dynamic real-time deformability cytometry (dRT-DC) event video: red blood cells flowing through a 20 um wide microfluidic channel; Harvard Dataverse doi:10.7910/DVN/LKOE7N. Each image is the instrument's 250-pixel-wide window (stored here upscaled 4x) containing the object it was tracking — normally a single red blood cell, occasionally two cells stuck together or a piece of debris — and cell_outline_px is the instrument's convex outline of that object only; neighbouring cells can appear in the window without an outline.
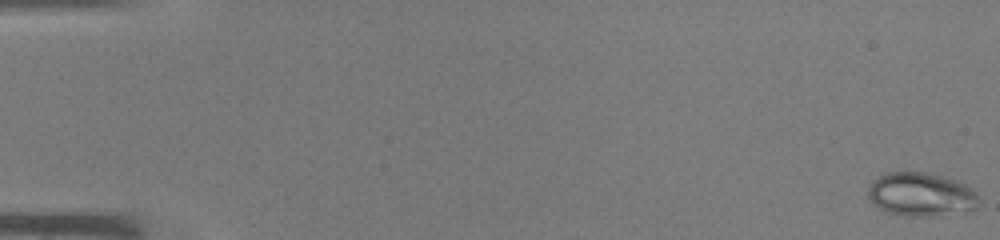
{"species": "common noctule bat (a hibernating species)", "species_latin": "Nyctalus noctula", "temperature_condition": "warm", "stored_images_in_passage": 46, "camera_frame_rate_fps": 3000, "um_per_image_px": 0.085, "animal": {"sex": "male", "body_mass_g": 19.0, "forearm_length_mm": 50.8}, "frame": {"image": 1, "passage_image": 1, "time_ms": 0.0, "image_size_px": [1000, 240], "cell_outline_px": [[980, 200], [976, 208], [972, 212], [928, 216], [908, 216], [888, 212], [880, 208], [868, 196], [868, 188], [880, 176], [888, 172], [924, 172], [956, 180], [964, 184], [976, 192]], "centroid_in_image_um": [78.36, 16.55], "position_along_channel_um": 6.6, "area_um2": 28.03}}
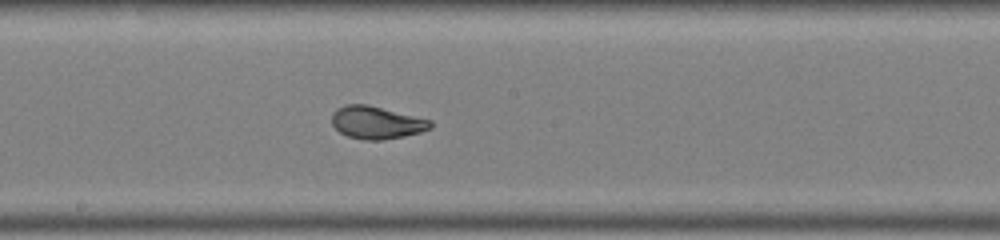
{"frame": {"image": 2, "passage_image": 26, "time_ms": 8.333, "image_size_px": [1000, 240], "cell_outline_px": [[432, 128], [420, 132], [404, 136], [384, 140], [364, 140], [348, 136], [340, 132], [332, 124], [332, 112], [336, 108], [344, 104], [368, 104], [432, 120]], "centroid_in_image_um": [32.0, 10.41], "position_along_channel_um": 216.2, "area_um2": 18.9}}
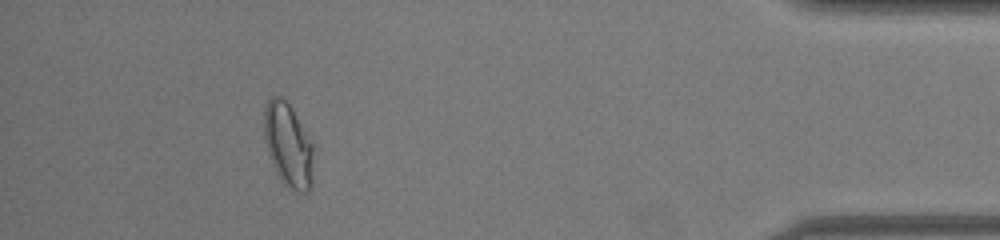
{"frame": {"image": 3, "passage_image": 42, "time_ms": 13.667, "image_size_px": [1000, 240], "cell_outline_px": [[312, 188], [308, 192], [300, 192], [288, 188], [280, 180], [272, 164], [264, 140], [264, 108], [268, 100], [272, 96], [280, 96], [292, 108], [312, 144]], "centroid_in_image_um": [24.48, 12.36], "position_along_channel_um": 410.7, "area_um2": 23.99}}